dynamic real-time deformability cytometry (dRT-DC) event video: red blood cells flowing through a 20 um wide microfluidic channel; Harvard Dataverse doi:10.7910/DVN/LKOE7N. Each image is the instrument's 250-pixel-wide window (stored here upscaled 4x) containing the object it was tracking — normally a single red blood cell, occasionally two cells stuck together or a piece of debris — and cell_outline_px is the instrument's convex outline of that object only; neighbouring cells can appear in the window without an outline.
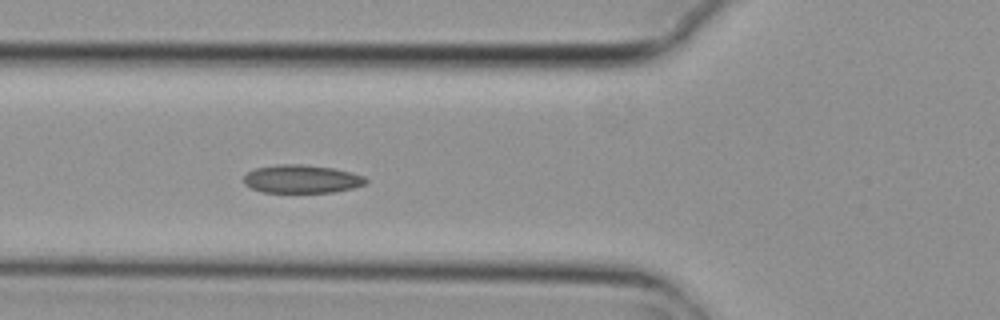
{"species": "common noctule bat (a hibernating species)", "species_latin": "Nyctalus noctula", "temperature_condition": "cold", "stored_images_in_passage": 6, "camera_frame_rate_fps": 3000, "um_per_image_px": 0.085, "animal": {"sex": "female", "body_mass_g": 29.2, "forearm_length_mm": 56.3}, "frame": {"image": 1, "passage_image": 6, "time_ms": 1.667, "image_size_px": [1000, 320], "cell_outline_px": [[368, 180], [364, 184], [352, 188], [332, 192], [260, 192], [244, 184], [244, 176], [248, 172], [256, 168], [276, 164], [304, 164], [332, 168], [352, 172], [364, 176]], "centroid_in_image_um": [25.63, 15.21], "position_along_channel_um": 100.2, "area_um2": 20.06}}